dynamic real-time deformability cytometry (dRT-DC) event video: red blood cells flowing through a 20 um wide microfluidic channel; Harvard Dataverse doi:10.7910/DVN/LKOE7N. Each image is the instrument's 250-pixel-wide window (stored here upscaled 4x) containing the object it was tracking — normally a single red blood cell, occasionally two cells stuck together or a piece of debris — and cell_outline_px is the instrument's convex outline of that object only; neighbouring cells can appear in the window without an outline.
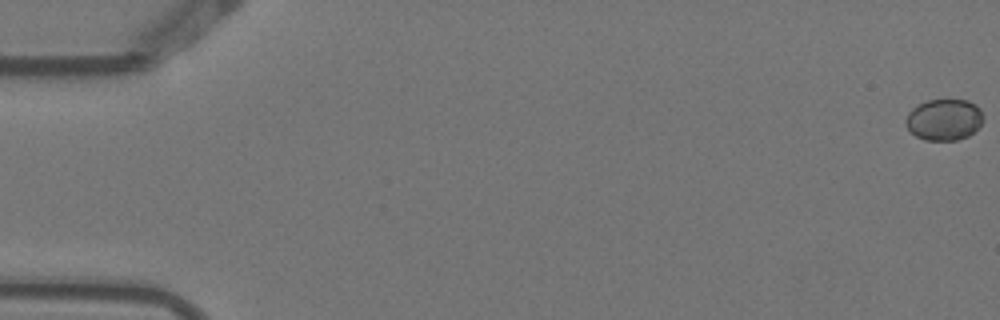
{"species": "Egyptian fruit bat (a non-hibernating species)", "species_latin": "Rousettus aegyptiacus", "temperature_condition": "warm", "stored_images_in_passage": 4, "camera_frame_rate_fps": 3000, "um_per_image_px": 0.085, "animal": {"sex": "female"}, "frame": {"image": 1, "passage_image": 1, "time_ms": 0.0, "image_size_px": [1000, 320], "cell_outline_px": [[984, 120], [968, 136], [956, 140], [924, 140], [916, 136], [904, 124], [904, 120], [908, 112], [916, 104], [928, 100], [968, 100], [976, 104], [980, 108], [984, 116]], "centroid_in_image_um": [80.23, 10.15], "position_along_channel_um": 4.8, "area_um2": 18.84}}